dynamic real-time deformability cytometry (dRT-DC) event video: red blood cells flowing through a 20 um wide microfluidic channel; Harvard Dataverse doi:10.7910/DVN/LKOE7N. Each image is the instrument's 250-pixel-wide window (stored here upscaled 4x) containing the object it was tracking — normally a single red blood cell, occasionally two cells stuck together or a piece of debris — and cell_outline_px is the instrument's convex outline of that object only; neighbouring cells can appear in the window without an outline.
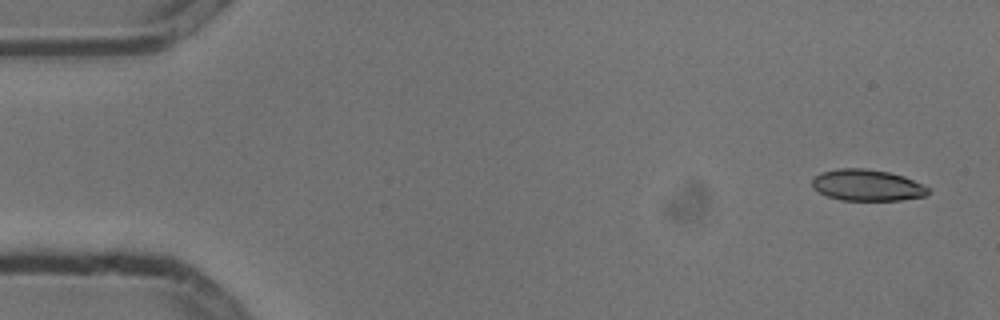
{"species": "common noctule bat (a hibernating species)", "species_latin": "Nyctalus noctula", "temperature_condition": "cold", "stored_images_in_passage": 7, "camera_frame_rate_fps": 3000, "um_per_image_px": 0.085, "animal": {"sex": "male", "body_mass_g": 13.3}, "frame": {"image": 1, "passage_image": 1, "time_ms": 0.0, "image_size_px": [1000, 320], "cell_outline_px": [[932, 192], [924, 196], [900, 200], [840, 200], [828, 196], [812, 188], [812, 180], [820, 172], [836, 168], [864, 168], [888, 172], [904, 176], [932, 188]], "centroid_in_image_um": [73.73, 15.74], "position_along_channel_um": 11.3, "area_um2": 21.39}}
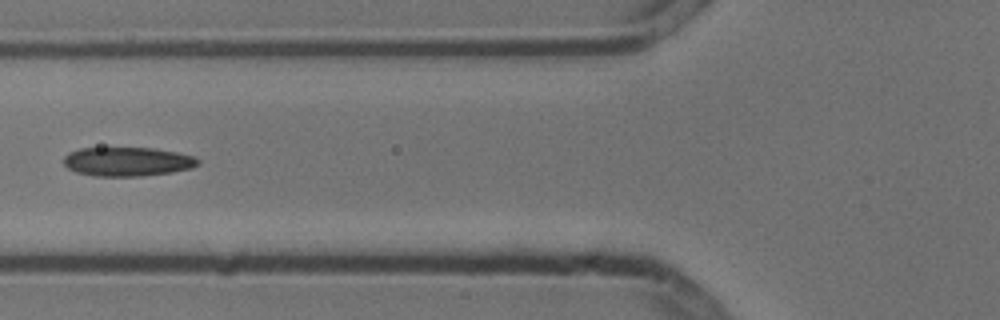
{"frame": {"image": 2, "passage_image": 6, "time_ms": 1.667, "image_size_px": [1000, 320], "cell_outline_px": [[200, 164], [192, 168], [172, 172], [140, 176], [92, 176], [76, 172], [68, 168], [64, 164], [64, 156], [68, 152], [80, 148], [152, 148], [176, 152], [192, 156], [200, 160]], "centroid_in_image_um": [10.82, 13.74], "position_along_channel_um": 115.0, "area_um2": 22.77}}
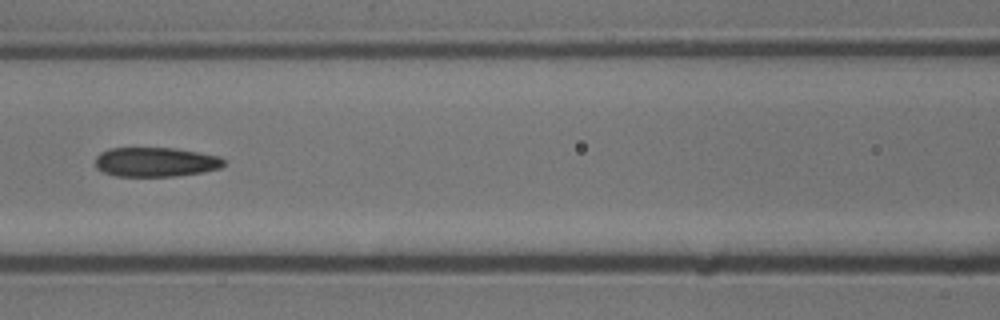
{"frame": {"image": 3, "passage_image": 7, "time_ms": 2.0, "image_size_px": [1000, 320], "cell_outline_px": [[224, 164], [220, 168], [204, 172], [176, 176], [116, 176], [104, 172], [96, 168], [96, 156], [100, 152], [112, 148], [176, 148], [220, 156], [224, 160]], "centroid_in_image_um": [13.24, 13.77], "position_along_channel_um": 153.4, "area_um2": 22.08}}